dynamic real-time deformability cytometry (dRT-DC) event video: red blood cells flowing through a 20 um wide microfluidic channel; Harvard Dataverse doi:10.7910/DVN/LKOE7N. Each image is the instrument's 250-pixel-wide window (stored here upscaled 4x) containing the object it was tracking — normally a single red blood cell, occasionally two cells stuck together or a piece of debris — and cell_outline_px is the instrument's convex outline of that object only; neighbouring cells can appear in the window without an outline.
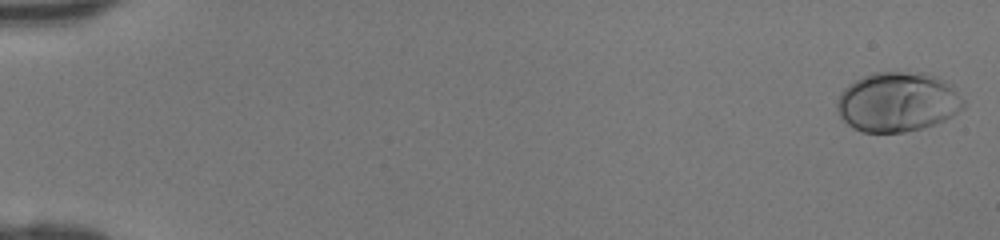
{"species": "human", "species_latin": "Homo sapiens", "temperature_condition": "room temperature", "stored_images_in_passage": 46, "camera_frame_rate_fps": 3000, "um_per_image_px": 0.085, "donor": {"sex": "female"}, "frame": {"image": 1, "passage_image": 1, "time_ms": 0.0, "image_size_px": [1000, 240], "cell_outline_px": [[964, 108], [952, 116], [944, 120], [924, 128], [904, 132], [860, 132], [852, 128], [840, 116], [836, 108], [836, 104], [840, 92], [844, 88], [856, 80], [872, 72], [924, 72], [948, 80], [952, 84], [964, 100]], "centroid_in_image_um": [76.32, 8.66], "position_along_channel_um": 8.7, "area_um2": 44.45}}
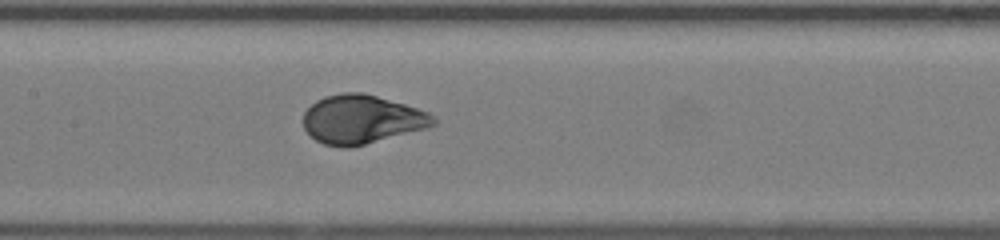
{"frame": {"image": 2, "passage_image": 24, "time_ms": 7.667, "image_size_px": [1000, 240], "cell_outline_px": [[436, 124], [428, 128], [348, 148], [324, 144], [316, 140], [304, 128], [304, 112], [316, 100], [324, 96], [344, 92], [364, 92], [404, 104], [428, 112], [436, 120]], "centroid_in_image_um": [30.74, 10.14], "position_along_channel_um": 176.7, "area_um2": 36.7}}
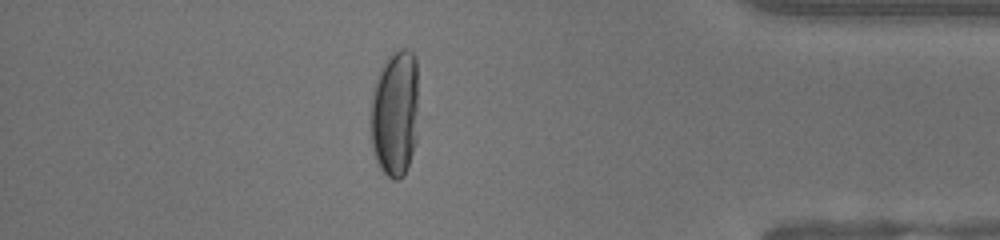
{"frame": {"image": 3, "passage_image": 41, "time_ms": 13.333, "image_size_px": [1000, 240], "cell_outline_px": [[416, 140], [408, 168], [404, 176], [400, 180], [392, 180], [380, 168], [376, 160], [372, 148], [372, 88], [380, 64], [392, 52], [400, 48], [408, 48], [416, 56]], "centroid_in_image_um": [33.56, 9.6], "position_along_channel_um": 401.6, "area_um2": 35.6}}